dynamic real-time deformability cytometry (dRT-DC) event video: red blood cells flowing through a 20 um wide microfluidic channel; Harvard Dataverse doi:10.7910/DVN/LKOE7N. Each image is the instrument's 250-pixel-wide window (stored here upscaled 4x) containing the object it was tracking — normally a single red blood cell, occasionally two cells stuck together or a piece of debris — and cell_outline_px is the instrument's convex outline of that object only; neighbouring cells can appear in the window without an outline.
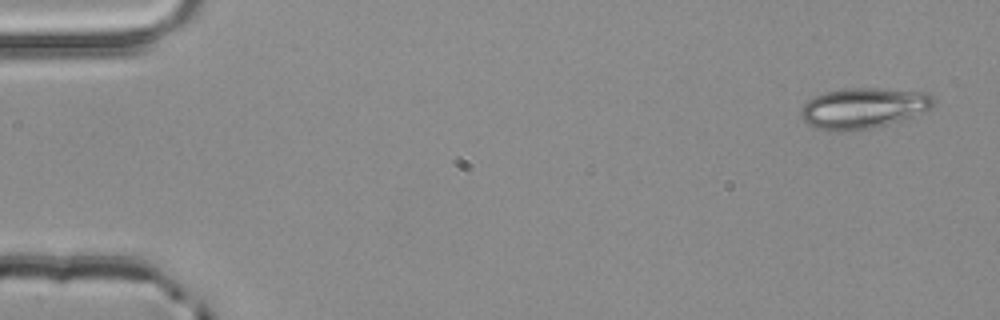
{"species": "common noctule bat (a hibernating species)", "species_latin": "Nyctalus noctula", "temperature_condition": "room temperature", "stored_images_in_passage": 5, "camera_frame_rate_fps": 3000, "um_per_image_px": 0.085, "animal": {"sex": "male", "body_mass_g": 20.4}, "frame": {"image": 1, "passage_image": 1, "time_ms": 0.0, "image_size_px": [1000, 320], "cell_outline_px": [[936, 104], [932, 108], [912, 116], [888, 124], [872, 128], [840, 132], [836, 132], [816, 128], [808, 124], [800, 116], [800, 108], [808, 100], [816, 96], [828, 92], [844, 88], [876, 88], [928, 92], [936, 100]], "centroid_in_image_um": [73.39, 9.19], "position_along_channel_um": 11.6, "area_um2": 31.56}}